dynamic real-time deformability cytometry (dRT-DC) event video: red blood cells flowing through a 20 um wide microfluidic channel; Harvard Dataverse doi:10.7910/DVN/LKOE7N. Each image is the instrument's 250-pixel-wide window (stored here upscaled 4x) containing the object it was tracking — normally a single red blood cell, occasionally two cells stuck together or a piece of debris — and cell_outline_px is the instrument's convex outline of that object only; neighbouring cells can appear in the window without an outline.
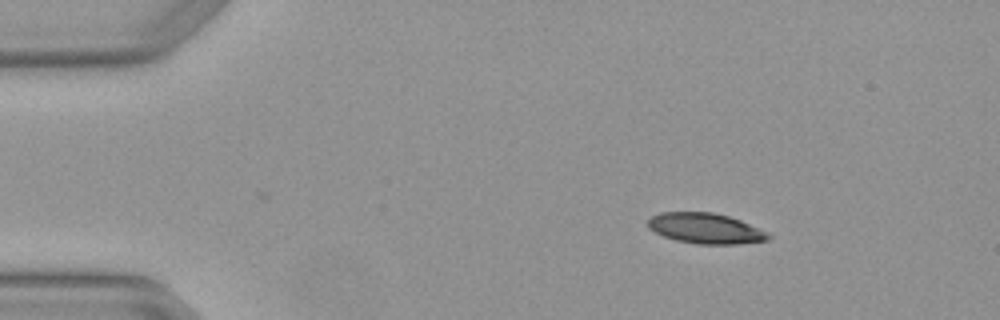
{"species": "Egyptian fruit bat (a non-hibernating species)", "species_latin": "Rousettus aegyptiacus", "temperature_condition": "warm", "stored_images_in_passage": 2, "camera_frame_rate_fps": 3000, "um_per_image_px": 0.085, "animal": {"sex": "female"}, "frame": {"image": 1, "passage_image": 1, "time_ms": 0.0, "image_size_px": [1000, 320], "cell_outline_px": [[772, 236], [768, 240], [736, 244], [696, 244], [676, 240], [664, 236], [648, 228], [648, 220], [652, 216], [660, 212], [712, 212], [728, 216], [740, 220], [768, 232]], "centroid_in_image_um": [59.97, 19.41], "position_along_channel_um": 25.0, "area_um2": 21.33}}